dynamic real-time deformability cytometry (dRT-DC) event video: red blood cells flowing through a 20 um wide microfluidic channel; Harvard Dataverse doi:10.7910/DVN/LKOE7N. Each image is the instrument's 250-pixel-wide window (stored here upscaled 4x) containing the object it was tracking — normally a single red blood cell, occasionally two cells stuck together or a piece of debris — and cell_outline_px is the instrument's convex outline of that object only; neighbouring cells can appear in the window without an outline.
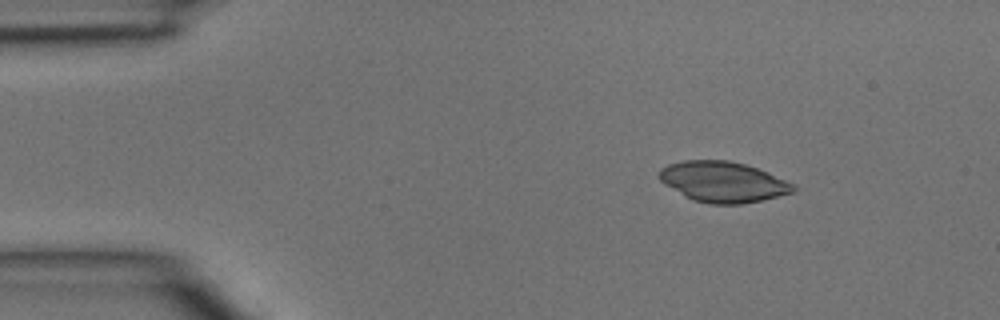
{"species": "common noctule bat (a hibernating species)", "species_latin": "Nyctalus noctula", "temperature_condition": "room temperature", "stored_images_in_passage": 5, "segment_of_instrument_passage": [2, 2], "camera_frame_rate_fps": 3000, "um_per_image_px": 0.085, "animal": {"sex": "male", "body_mass_g": 15.6}, "frame": {"image": 1, "passage_image": 5, "time_ms": 1.333, "image_size_px": [1000, 320], "cell_outline_px": [[796, 188], [792, 192], [760, 200], [740, 204], [712, 204], [692, 200], [684, 196], [664, 184], [656, 176], [660, 168], [668, 164], [684, 160], [728, 160], [744, 164], [768, 172], [792, 184]], "centroid_in_image_um": [61.37, 15.45], "position_along_channel_um": 23.6, "area_um2": 31.5}}